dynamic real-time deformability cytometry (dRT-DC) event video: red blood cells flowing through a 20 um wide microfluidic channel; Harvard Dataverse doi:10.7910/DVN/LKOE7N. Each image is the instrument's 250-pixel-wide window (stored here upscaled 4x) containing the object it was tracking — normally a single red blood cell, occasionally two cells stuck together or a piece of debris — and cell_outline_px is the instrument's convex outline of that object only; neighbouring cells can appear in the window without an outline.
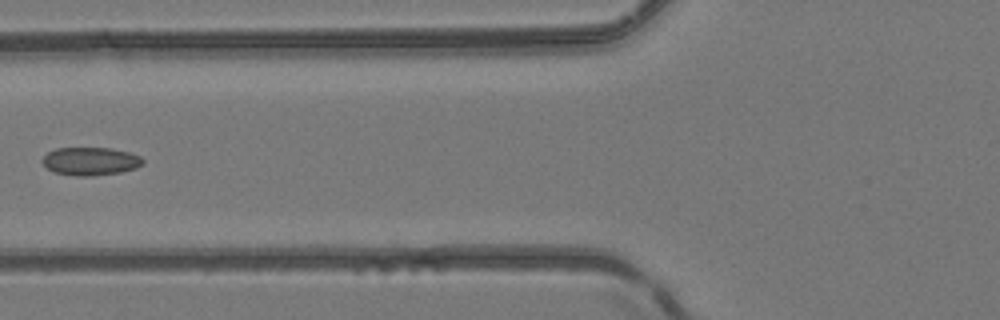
{"species": "common noctule bat (a hibernating species)", "species_latin": "Nyctalus noctula", "temperature_condition": "room temperature", "stored_images_in_passage": 7, "camera_frame_rate_fps": 3000, "um_per_image_px": 0.085, "animal": {"sex": "female", "body_mass_g": 24.6, "forearm_length_mm": 56.2}, "frame": {"image": 1, "passage_image": 6, "time_ms": 6.667, "image_size_px": [1000, 320], "cell_outline_px": [[144, 164], [136, 168], [120, 172], [92, 176], [76, 176], [56, 172], [48, 168], [40, 160], [48, 152], [56, 148], [112, 148], [128, 152], [140, 156], [144, 160]], "centroid_in_image_um": [7.71, 13.7], "position_along_channel_um": 118.1, "area_um2": 16.42}}
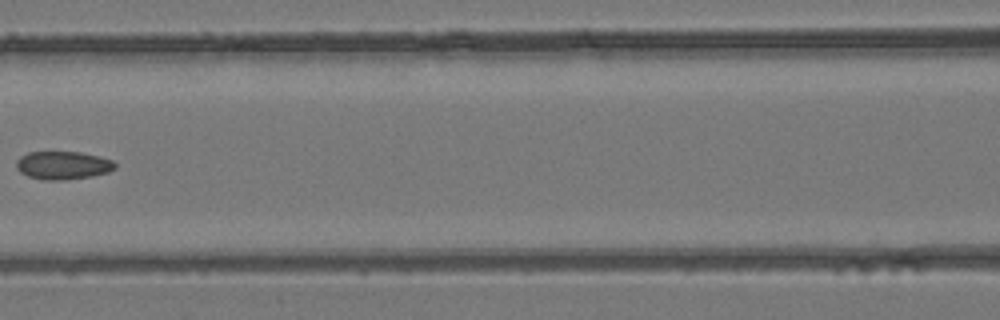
{"frame": {"image": 2, "passage_image": 7, "time_ms": 7.667, "image_size_px": [1000, 320], "cell_outline_px": [[116, 168], [108, 172], [92, 176], [64, 180], [44, 180], [28, 176], [20, 172], [16, 168], [16, 160], [20, 156], [28, 152], [80, 152], [100, 156], [112, 160], [116, 164]], "centroid_in_image_um": [5.34, 14.05], "position_along_channel_um": 161.3, "area_um2": 16.3}}